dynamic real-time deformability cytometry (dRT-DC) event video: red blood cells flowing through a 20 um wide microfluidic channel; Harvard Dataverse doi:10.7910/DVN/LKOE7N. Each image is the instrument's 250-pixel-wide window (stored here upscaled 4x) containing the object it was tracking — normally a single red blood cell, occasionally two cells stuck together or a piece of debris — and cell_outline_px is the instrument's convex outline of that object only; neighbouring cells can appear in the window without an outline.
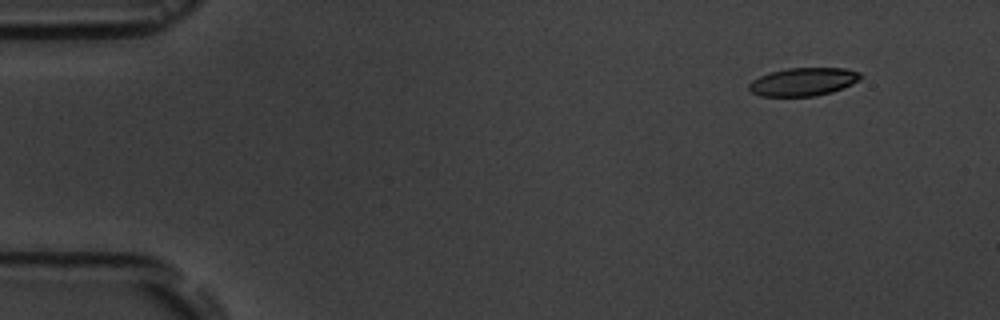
{"species": "common noctule bat (a hibernating species)", "species_latin": "Nyctalus noctula", "temperature_condition": "room temperature", "stored_images_in_passage": 5, "camera_frame_rate_fps": 3000, "um_per_image_px": 0.085, "animal": {"sex": "male", "body_mass_g": 19.5, "forearm_length_mm": 54.6}, "frame": {"image": 1, "passage_image": 2, "time_ms": 1.333, "image_size_px": [1000, 320], "cell_outline_px": [[860, 80], [852, 84], [832, 92], [816, 96], [760, 96], [752, 92], [748, 88], [748, 84], [752, 80], [760, 76], [772, 72], [788, 68], [844, 68], [860, 72]], "centroid_in_image_um": [68.28, 6.95], "position_along_channel_um": 16.7, "area_um2": 18.21}}
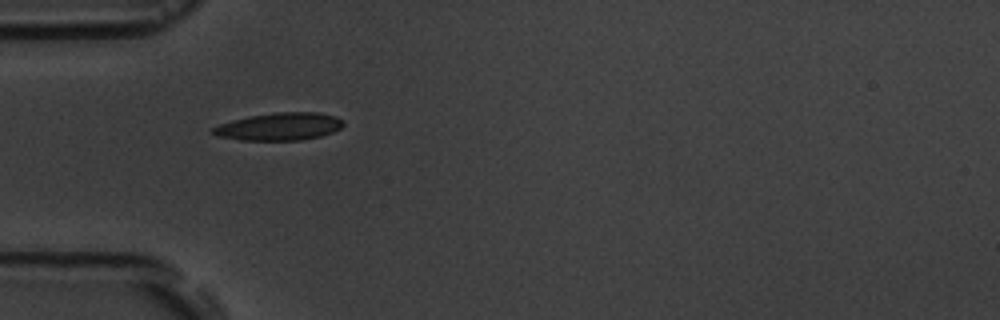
{"frame": {"image": 2, "passage_image": 5, "time_ms": 5.333, "image_size_px": [1000, 320], "cell_outline_px": [[344, 124], [340, 128], [332, 132], [320, 136], [300, 140], [240, 140], [216, 136], [212, 132], [212, 128], [220, 124], [232, 120], [252, 116], [276, 112], [320, 112], [336, 116], [344, 120]], "centroid_in_image_um": [23.77, 10.75], "position_along_channel_um": 61.2, "area_um2": 20.92}}